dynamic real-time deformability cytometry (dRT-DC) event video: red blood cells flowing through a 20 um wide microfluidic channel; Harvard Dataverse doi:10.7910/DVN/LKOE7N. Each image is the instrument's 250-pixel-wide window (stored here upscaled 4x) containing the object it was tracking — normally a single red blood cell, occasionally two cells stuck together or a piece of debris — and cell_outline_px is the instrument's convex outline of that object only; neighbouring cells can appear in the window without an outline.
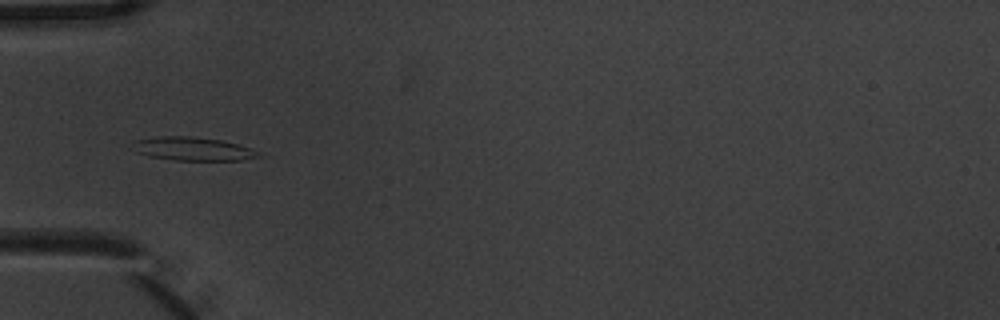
{"species": "common noctule bat (a hibernating species)", "species_latin": "Nyctalus noctula", "temperature_condition": "warm", "stored_images_in_passage": 7, "camera_frame_rate_fps": 3000, "um_per_image_px": 0.085, "animal": {"sex": "male", "body_mass_g": 20.1, "forearm_length_mm": 53.5}, "frame": {"image": 1, "passage_image": 5, "time_ms": 1.333, "image_size_px": [1000, 320], "cell_outline_px": [[260, 156], [240, 160], [172, 160], [148, 156], [136, 152], [132, 140], [156, 136], [192, 136], [220, 140], [240, 144], [260, 152]], "centroid_in_image_um": [16.36, 12.64], "position_along_channel_um": 68.6, "area_um2": 17.28}}
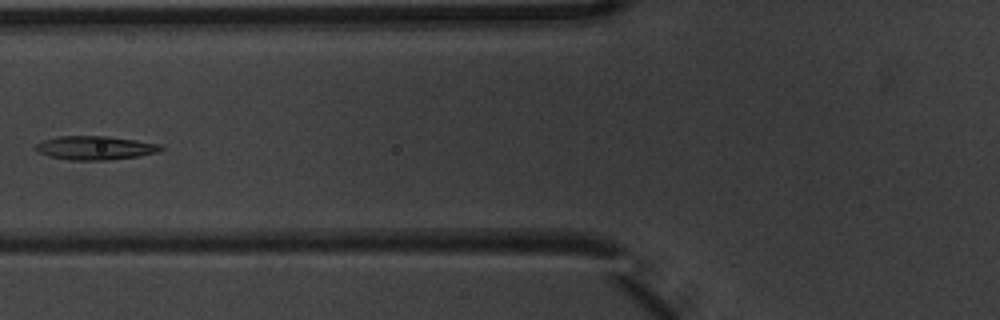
{"frame": {"image": 2, "passage_image": 6, "time_ms": 1.667, "image_size_px": [1000, 320], "cell_outline_px": [[164, 148], [156, 152], [140, 156], [108, 160], [68, 160], [48, 156], [36, 152], [36, 144], [44, 140], [60, 136], [104, 136], [136, 140], [164, 144]], "centroid_in_image_um": [8.11, 12.57], "position_along_channel_um": 117.7, "area_um2": 17.4}}
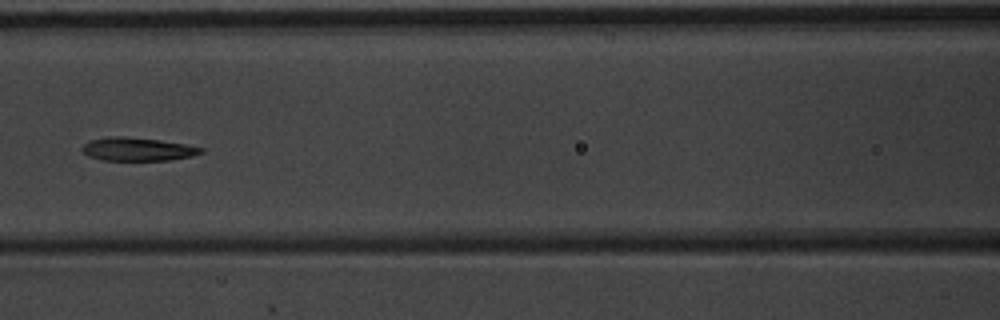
{"frame": {"image": 3, "passage_image": 7, "time_ms": 2.0, "image_size_px": [1000, 320], "cell_outline_px": [[204, 152], [192, 156], [172, 160], [100, 160], [88, 156], [80, 148], [84, 144], [92, 140], [108, 136], [124, 136], [160, 140], [184, 144], [204, 148]], "centroid_in_image_um": [11.69, 12.68], "position_along_channel_um": 154.9, "area_um2": 16.18}}